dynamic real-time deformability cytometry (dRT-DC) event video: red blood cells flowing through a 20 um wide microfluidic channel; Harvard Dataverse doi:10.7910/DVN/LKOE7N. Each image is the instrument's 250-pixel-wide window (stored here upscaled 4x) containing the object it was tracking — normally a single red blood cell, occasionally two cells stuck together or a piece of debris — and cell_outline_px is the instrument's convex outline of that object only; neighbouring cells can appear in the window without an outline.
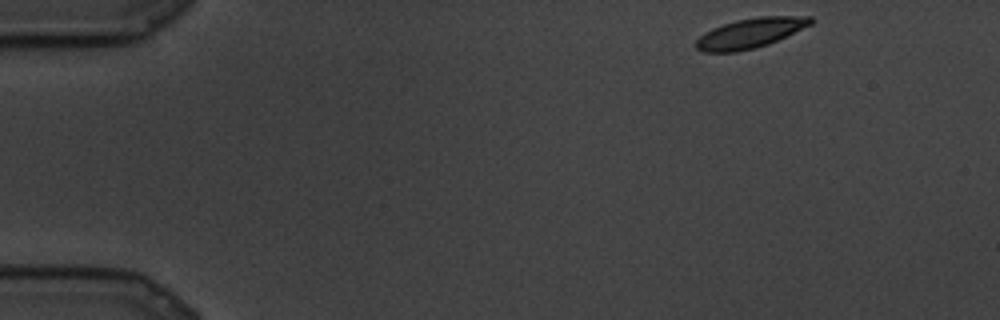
{"species": "common noctule bat (a hibernating species)", "species_latin": "Nyctalus noctula", "temperature_condition": "cold", "stored_images_in_passage": 66, "camera_frame_rate_fps": 3000, "um_per_image_px": 0.085, "animal": {"sex": "male", "body_mass_g": 19.5, "forearm_length_mm": 54.6}, "frame": {"image": 1, "passage_image": 1, "time_ms": 0.0, "image_size_px": [1000, 320], "cell_outline_px": [[812, 24], [768, 44], [756, 48], [736, 52], [704, 52], [696, 48], [696, 40], [704, 32], [712, 28], [736, 20], [760, 16], [812, 16]], "centroid_in_image_um": [63.76, 2.81], "position_along_channel_um": 21.2, "area_um2": 19.83}}
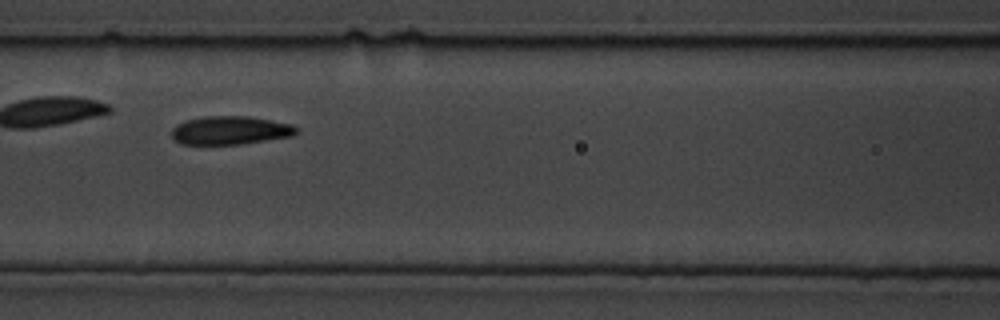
{"frame": {"image": 2, "passage_image": 30, "time_ms": 9.667, "image_size_px": [1000, 320], "cell_outline_px": [[296, 132], [292, 136], [240, 144], [180, 144], [172, 136], [172, 128], [176, 124], [184, 120], [204, 116], [248, 116], [292, 124], [296, 128]], "centroid_in_image_um": [19.52, 11.07], "position_along_channel_um": 147.1, "area_um2": 20.58}}